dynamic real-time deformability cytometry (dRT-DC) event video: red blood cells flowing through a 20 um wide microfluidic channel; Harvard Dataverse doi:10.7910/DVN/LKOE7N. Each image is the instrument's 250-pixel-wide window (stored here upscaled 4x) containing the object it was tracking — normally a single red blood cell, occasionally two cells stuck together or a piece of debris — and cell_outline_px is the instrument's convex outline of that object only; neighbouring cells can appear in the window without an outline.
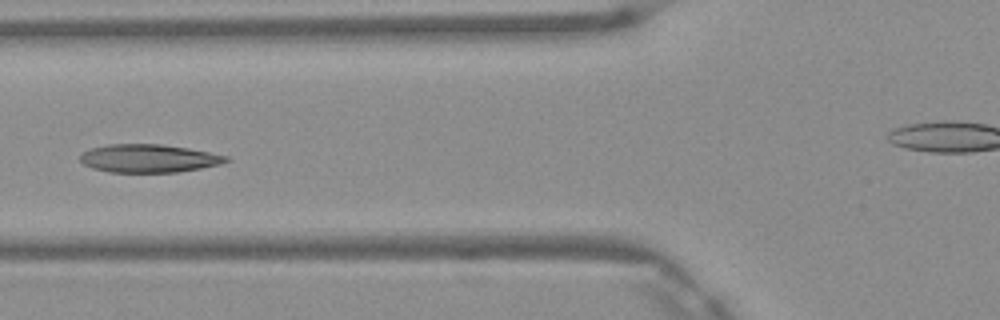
{"species": "Egyptian fruit bat (a non-hibernating species)", "species_latin": "Rousettus aegyptiacus", "temperature_condition": "warm", "stored_images_in_passage": 5, "camera_frame_rate_fps": 3000, "um_per_image_px": 0.085, "frame": {"image": 1, "passage_image": 5, "time_ms": 1.333, "image_size_px": [1000, 320], "cell_outline_px": [[228, 160], [220, 164], [200, 168], [176, 172], [108, 172], [92, 168], [84, 164], [80, 160], [80, 156], [84, 152], [92, 148], [108, 144], [160, 144], [188, 148], [228, 156]], "centroid_in_image_um": [12.62, 13.46], "position_along_channel_um": 113.2, "area_um2": 23.7}}